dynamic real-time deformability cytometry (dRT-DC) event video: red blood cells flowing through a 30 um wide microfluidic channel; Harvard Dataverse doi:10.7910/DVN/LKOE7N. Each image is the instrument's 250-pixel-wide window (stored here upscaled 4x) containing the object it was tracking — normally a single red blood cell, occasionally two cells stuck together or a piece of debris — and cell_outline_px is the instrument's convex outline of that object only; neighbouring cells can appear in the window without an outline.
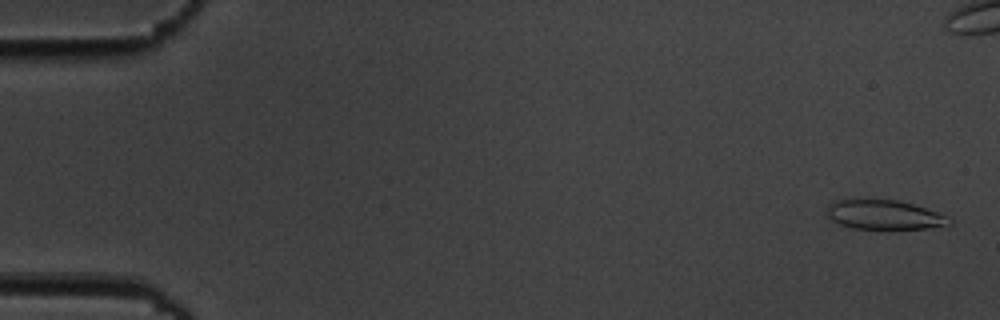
{"species": "common noctule bat (a hibernating species)", "species_latin": "Nyctalus noctula", "temperature_condition": "cold", "stored_images_in_passage": 8, "camera_frame_rate_fps": 3000, "um_per_image_px": 0.085, "animal": {"sex": "male", "body_mass_g": 19.5, "forearm_length_mm": 54.6}, "frame": {"image": 1, "passage_image": 1, "time_ms": 0.0, "image_size_px": [1000, 320], "cell_outline_px": [[952, 224], [928, 228], [852, 228], [840, 224], [832, 220], [824, 212], [828, 204], [832, 200], [896, 200], [912, 204], [936, 212], [952, 220]], "centroid_in_image_um": [75.08, 18.25], "position_along_channel_um": 9.9, "area_um2": 20.58}}
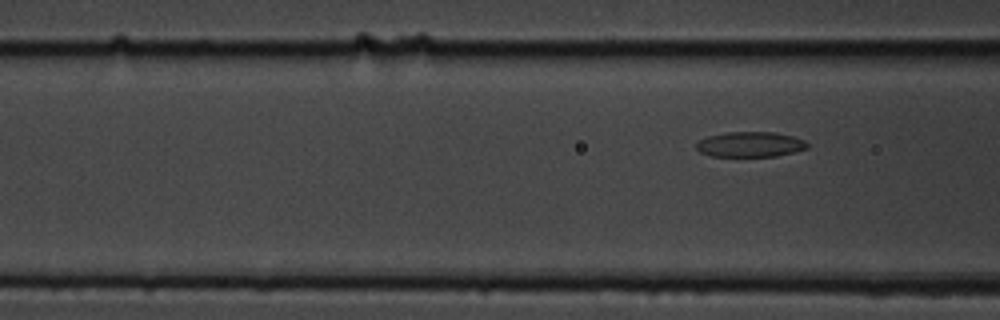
{"frame": {"image": 2, "passage_image": 8, "time_ms": 8.667, "image_size_px": [1000, 320], "cell_outline_px": [[808, 148], [776, 156], [712, 156], [700, 152], [696, 148], [696, 144], [700, 140], [708, 136], [728, 132], [776, 132], [792, 136], [804, 140], [808, 144]], "centroid_in_image_um": [63.77, 12.27], "position_along_channel_um": 102.8, "area_um2": 16.18}}